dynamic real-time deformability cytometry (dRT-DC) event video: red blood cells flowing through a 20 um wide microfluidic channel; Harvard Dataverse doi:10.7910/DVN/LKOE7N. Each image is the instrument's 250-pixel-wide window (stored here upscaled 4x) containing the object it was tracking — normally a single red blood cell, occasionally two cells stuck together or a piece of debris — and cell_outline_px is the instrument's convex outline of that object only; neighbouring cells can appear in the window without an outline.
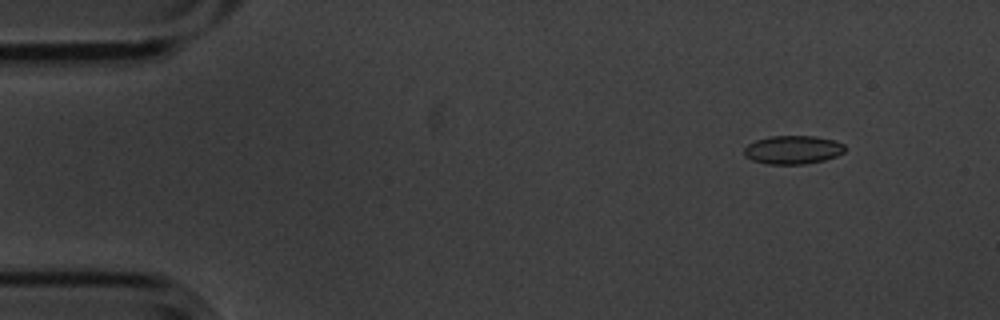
{"species": "common noctule bat (a hibernating species)", "species_latin": "Nyctalus noctula", "temperature_condition": "cold", "stored_images_in_passage": 52, "camera_frame_rate_fps": 3000, "um_per_image_px": 0.085, "animal": {"sex": "male", "body_mass_g": 20.1, "forearm_length_mm": 53.5}, "frame": {"image": 1, "passage_image": 2, "time_ms": 0.333, "image_size_px": [1000, 320], "cell_outline_px": [[844, 152], [836, 156], [824, 160], [804, 164], [768, 164], [752, 160], [744, 156], [744, 148], [748, 144], [756, 140], [768, 136], [816, 136], [836, 140], [844, 144]], "centroid_in_image_um": [67.39, 12.72], "position_along_channel_um": 17.6, "area_um2": 16.82}}
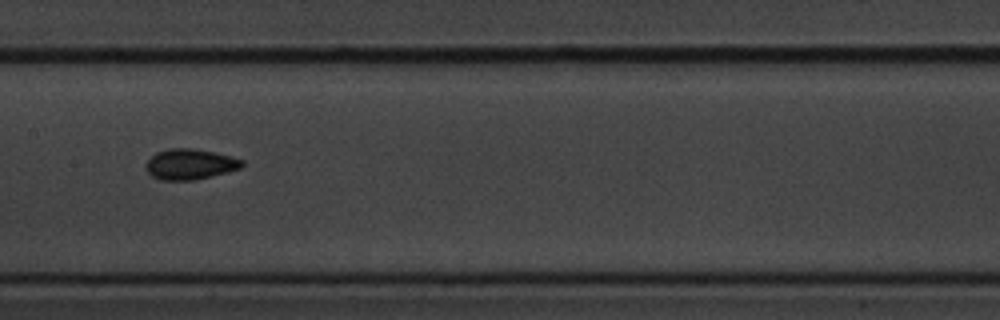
{"frame": {"image": 2, "passage_image": 24, "time_ms": 7.667, "image_size_px": [1000, 320], "cell_outline_px": [[244, 164], [240, 168], [228, 172], [192, 180], [160, 180], [152, 176], [144, 168], [144, 164], [156, 152], [168, 148], [192, 148], [216, 152], [244, 160]], "centroid_in_image_um": [16.13, 13.95], "position_along_channel_um": 191.3, "area_um2": 17.22}}
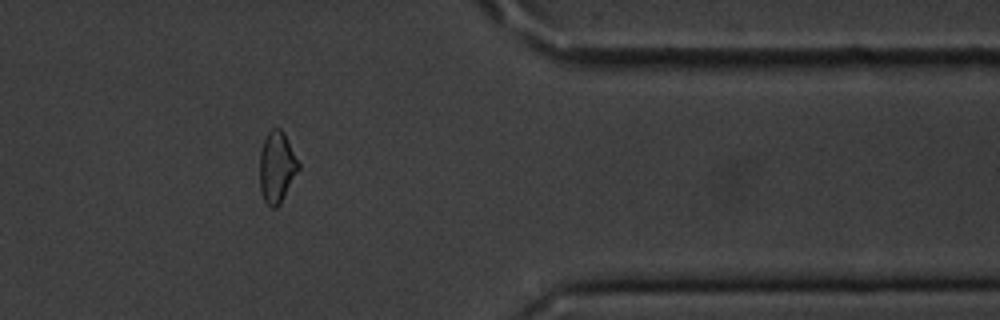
{"frame": {"image": 3, "passage_image": 42, "time_ms": 13.667, "image_size_px": [1000, 320], "cell_outline_px": [[300, 168], [280, 204], [276, 208], [272, 208], [264, 200], [260, 188], [260, 152], [264, 140], [268, 132], [272, 128], [280, 128], [284, 132], [300, 164]], "centroid_in_image_um": [23.54, 14.2], "position_along_channel_um": 387.9, "area_um2": 16.07}, "authors_computed_cell_mechanics": {"area_um2": 16.7331, "velocity_mm_per_s": 3.5787, "shape_relaxation_time_tau1_ms": 3.9928, "shape_relaxation_time_tau2_ms": 6.6732, "deformation_change_tau1": 0.0757, "deformation_change_tau2": 0.1047}}